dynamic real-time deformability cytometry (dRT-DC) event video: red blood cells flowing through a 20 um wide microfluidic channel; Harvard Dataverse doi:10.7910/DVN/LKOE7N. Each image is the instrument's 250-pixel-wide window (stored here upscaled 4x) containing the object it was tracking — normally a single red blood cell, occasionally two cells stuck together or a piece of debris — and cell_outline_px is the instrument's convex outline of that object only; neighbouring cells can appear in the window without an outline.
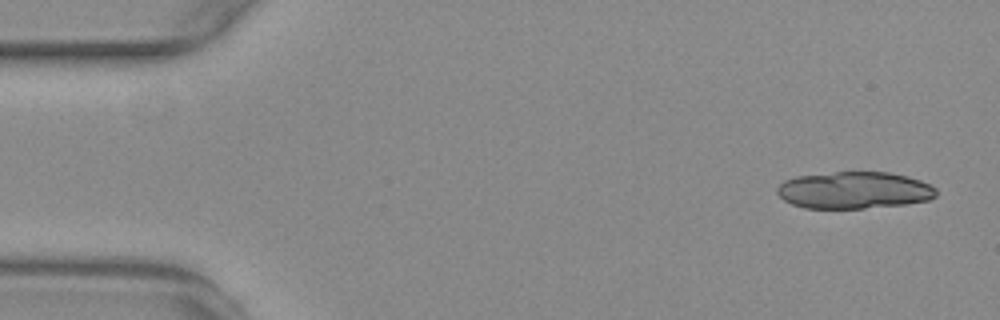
{"species": "common noctule bat (a hibernating species)", "species_latin": "Nyctalus noctula", "temperature_condition": "warm", "stored_images_in_passage": 15, "camera_frame_rate_fps": 3000, "um_per_image_px": 0.085, "animal": {"sex": "female", "body_mass_g": 29.2, "forearm_length_mm": 56.3}, "frame": {"image": 1, "passage_image": 3, "time_ms": 0.667, "image_size_px": [1000, 320], "cell_outline_px": [[936, 196], [928, 200], [908, 204], [864, 208], [804, 208], [792, 204], [784, 200], [776, 192], [776, 188], [784, 180], [796, 176], [836, 172], [888, 172], [908, 176], [920, 180], [936, 188]], "centroid_in_image_um": [72.6, 16.17], "position_along_channel_um": 12.4, "area_um2": 34.33}}